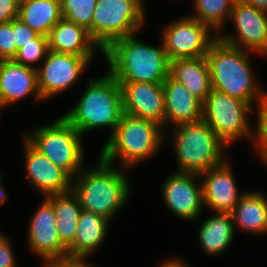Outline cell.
Here are the masks:
<instances>
[{"mask_svg":"<svg viewBox=\"0 0 267 267\" xmlns=\"http://www.w3.org/2000/svg\"><path fill=\"white\" fill-rule=\"evenodd\" d=\"M229 20L234 23L237 36L226 33L218 36L221 41L267 56V12L236 0Z\"/></svg>","mask_w":267,"mask_h":267,"instance_id":"12","label":"cell"},{"mask_svg":"<svg viewBox=\"0 0 267 267\" xmlns=\"http://www.w3.org/2000/svg\"><path fill=\"white\" fill-rule=\"evenodd\" d=\"M16 264L9 239L0 233V267H16Z\"/></svg>","mask_w":267,"mask_h":267,"instance_id":"33","label":"cell"},{"mask_svg":"<svg viewBox=\"0 0 267 267\" xmlns=\"http://www.w3.org/2000/svg\"><path fill=\"white\" fill-rule=\"evenodd\" d=\"M12 30L16 44V54L17 51L23 47V45L33 43V39L39 35L31 27L23 23L19 18L12 20Z\"/></svg>","mask_w":267,"mask_h":267,"instance_id":"32","label":"cell"},{"mask_svg":"<svg viewBox=\"0 0 267 267\" xmlns=\"http://www.w3.org/2000/svg\"><path fill=\"white\" fill-rule=\"evenodd\" d=\"M208 25L191 16H183L167 24L162 31V44L169 61L198 58L207 55L209 47L218 38Z\"/></svg>","mask_w":267,"mask_h":267,"instance_id":"10","label":"cell"},{"mask_svg":"<svg viewBox=\"0 0 267 267\" xmlns=\"http://www.w3.org/2000/svg\"><path fill=\"white\" fill-rule=\"evenodd\" d=\"M226 159L200 174L204 206L215 213H231L244 193H239Z\"/></svg>","mask_w":267,"mask_h":267,"instance_id":"17","label":"cell"},{"mask_svg":"<svg viewBox=\"0 0 267 267\" xmlns=\"http://www.w3.org/2000/svg\"><path fill=\"white\" fill-rule=\"evenodd\" d=\"M165 93V127L198 122L203 118V102L191 94L183 84L170 76L163 82Z\"/></svg>","mask_w":267,"mask_h":267,"instance_id":"19","label":"cell"},{"mask_svg":"<svg viewBox=\"0 0 267 267\" xmlns=\"http://www.w3.org/2000/svg\"><path fill=\"white\" fill-rule=\"evenodd\" d=\"M23 141L26 158L25 169L31 185L38 189L45 198L69 192L72 186V177L36 150L25 138Z\"/></svg>","mask_w":267,"mask_h":267,"instance_id":"16","label":"cell"},{"mask_svg":"<svg viewBox=\"0 0 267 267\" xmlns=\"http://www.w3.org/2000/svg\"><path fill=\"white\" fill-rule=\"evenodd\" d=\"M200 174L174 172L162 184L165 205L176 217L194 221L200 217L204 206L202 183L196 182Z\"/></svg>","mask_w":267,"mask_h":267,"instance_id":"13","label":"cell"},{"mask_svg":"<svg viewBox=\"0 0 267 267\" xmlns=\"http://www.w3.org/2000/svg\"><path fill=\"white\" fill-rule=\"evenodd\" d=\"M47 38L49 51L55 53L93 57L95 50L98 49L104 54L86 28L65 18L52 27Z\"/></svg>","mask_w":267,"mask_h":267,"instance_id":"20","label":"cell"},{"mask_svg":"<svg viewBox=\"0 0 267 267\" xmlns=\"http://www.w3.org/2000/svg\"><path fill=\"white\" fill-rule=\"evenodd\" d=\"M76 105L63 117L82 135L98 128H110L113 135L123 114L121 88L108 72L90 79Z\"/></svg>","mask_w":267,"mask_h":267,"instance_id":"4","label":"cell"},{"mask_svg":"<svg viewBox=\"0 0 267 267\" xmlns=\"http://www.w3.org/2000/svg\"><path fill=\"white\" fill-rule=\"evenodd\" d=\"M36 150L74 178L84 168L83 135L63 116L24 137Z\"/></svg>","mask_w":267,"mask_h":267,"instance_id":"7","label":"cell"},{"mask_svg":"<svg viewBox=\"0 0 267 267\" xmlns=\"http://www.w3.org/2000/svg\"><path fill=\"white\" fill-rule=\"evenodd\" d=\"M18 18L38 34L48 36L62 19L61 0H20Z\"/></svg>","mask_w":267,"mask_h":267,"instance_id":"25","label":"cell"},{"mask_svg":"<svg viewBox=\"0 0 267 267\" xmlns=\"http://www.w3.org/2000/svg\"><path fill=\"white\" fill-rule=\"evenodd\" d=\"M34 94L43 101L38 88L37 69L11 60H0V109Z\"/></svg>","mask_w":267,"mask_h":267,"instance_id":"18","label":"cell"},{"mask_svg":"<svg viewBox=\"0 0 267 267\" xmlns=\"http://www.w3.org/2000/svg\"><path fill=\"white\" fill-rule=\"evenodd\" d=\"M163 126L149 119L122 114L113 135L107 139L100 158L113 165L116 158L129 169L156 154L164 143Z\"/></svg>","mask_w":267,"mask_h":267,"instance_id":"5","label":"cell"},{"mask_svg":"<svg viewBox=\"0 0 267 267\" xmlns=\"http://www.w3.org/2000/svg\"><path fill=\"white\" fill-rule=\"evenodd\" d=\"M250 51L230 46L217 38L206 55L213 90L257 106L266 91L256 82ZM261 88V89H260Z\"/></svg>","mask_w":267,"mask_h":267,"instance_id":"3","label":"cell"},{"mask_svg":"<svg viewBox=\"0 0 267 267\" xmlns=\"http://www.w3.org/2000/svg\"><path fill=\"white\" fill-rule=\"evenodd\" d=\"M121 88L123 113L149 119L165 128V93L163 84L118 82Z\"/></svg>","mask_w":267,"mask_h":267,"instance_id":"15","label":"cell"},{"mask_svg":"<svg viewBox=\"0 0 267 267\" xmlns=\"http://www.w3.org/2000/svg\"><path fill=\"white\" fill-rule=\"evenodd\" d=\"M111 221L105 217L81 211L73 243L67 248L69 258H87L100 247Z\"/></svg>","mask_w":267,"mask_h":267,"instance_id":"21","label":"cell"},{"mask_svg":"<svg viewBox=\"0 0 267 267\" xmlns=\"http://www.w3.org/2000/svg\"><path fill=\"white\" fill-rule=\"evenodd\" d=\"M178 171L201 174L226 158L227 146L203 119L173 127Z\"/></svg>","mask_w":267,"mask_h":267,"instance_id":"6","label":"cell"},{"mask_svg":"<svg viewBox=\"0 0 267 267\" xmlns=\"http://www.w3.org/2000/svg\"><path fill=\"white\" fill-rule=\"evenodd\" d=\"M231 216L234 227L250 234L267 233V197L259 190L244 192Z\"/></svg>","mask_w":267,"mask_h":267,"instance_id":"23","label":"cell"},{"mask_svg":"<svg viewBox=\"0 0 267 267\" xmlns=\"http://www.w3.org/2000/svg\"><path fill=\"white\" fill-rule=\"evenodd\" d=\"M46 199L53 205L57 230L61 243L68 248L75 237L82 208L72 190Z\"/></svg>","mask_w":267,"mask_h":267,"instance_id":"26","label":"cell"},{"mask_svg":"<svg viewBox=\"0 0 267 267\" xmlns=\"http://www.w3.org/2000/svg\"><path fill=\"white\" fill-rule=\"evenodd\" d=\"M159 267H189L186 265L185 262H183L180 259H167V261H164L160 264Z\"/></svg>","mask_w":267,"mask_h":267,"instance_id":"37","label":"cell"},{"mask_svg":"<svg viewBox=\"0 0 267 267\" xmlns=\"http://www.w3.org/2000/svg\"><path fill=\"white\" fill-rule=\"evenodd\" d=\"M243 3L253 6L256 9L267 12V0H241Z\"/></svg>","mask_w":267,"mask_h":267,"instance_id":"36","label":"cell"},{"mask_svg":"<svg viewBox=\"0 0 267 267\" xmlns=\"http://www.w3.org/2000/svg\"><path fill=\"white\" fill-rule=\"evenodd\" d=\"M16 56V44L12 21L0 23V60H11Z\"/></svg>","mask_w":267,"mask_h":267,"instance_id":"31","label":"cell"},{"mask_svg":"<svg viewBox=\"0 0 267 267\" xmlns=\"http://www.w3.org/2000/svg\"><path fill=\"white\" fill-rule=\"evenodd\" d=\"M48 51L49 48L47 36L39 34L35 39H33V43L23 45V47L17 51V54L13 60L18 64L37 69L34 64L37 62H43Z\"/></svg>","mask_w":267,"mask_h":267,"instance_id":"29","label":"cell"},{"mask_svg":"<svg viewBox=\"0 0 267 267\" xmlns=\"http://www.w3.org/2000/svg\"><path fill=\"white\" fill-rule=\"evenodd\" d=\"M97 0H61L62 18L86 28L92 37V18Z\"/></svg>","mask_w":267,"mask_h":267,"instance_id":"28","label":"cell"},{"mask_svg":"<svg viewBox=\"0 0 267 267\" xmlns=\"http://www.w3.org/2000/svg\"><path fill=\"white\" fill-rule=\"evenodd\" d=\"M257 104V130L254 131L253 142L257 147L256 153L265 163L267 161V93Z\"/></svg>","mask_w":267,"mask_h":267,"instance_id":"30","label":"cell"},{"mask_svg":"<svg viewBox=\"0 0 267 267\" xmlns=\"http://www.w3.org/2000/svg\"><path fill=\"white\" fill-rule=\"evenodd\" d=\"M169 76L202 102L212 90L211 76L206 56L176 59L170 62Z\"/></svg>","mask_w":267,"mask_h":267,"instance_id":"22","label":"cell"},{"mask_svg":"<svg viewBox=\"0 0 267 267\" xmlns=\"http://www.w3.org/2000/svg\"><path fill=\"white\" fill-rule=\"evenodd\" d=\"M136 34L117 39L105 51L109 73L118 82L163 84L169 76L170 61L163 44H144Z\"/></svg>","mask_w":267,"mask_h":267,"instance_id":"2","label":"cell"},{"mask_svg":"<svg viewBox=\"0 0 267 267\" xmlns=\"http://www.w3.org/2000/svg\"><path fill=\"white\" fill-rule=\"evenodd\" d=\"M236 0H194V15L191 17L208 25L213 31L221 32L224 23L231 17ZM222 26V27H221Z\"/></svg>","mask_w":267,"mask_h":267,"instance_id":"27","label":"cell"},{"mask_svg":"<svg viewBox=\"0 0 267 267\" xmlns=\"http://www.w3.org/2000/svg\"><path fill=\"white\" fill-rule=\"evenodd\" d=\"M86 258H60L48 261L46 267H93L90 263L87 264Z\"/></svg>","mask_w":267,"mask_h":267,"instance_id":"35","label":"cell"},{"mask_svg":"<svg viewBox=\"0 0 267 267\" xmlns=\"http://www.w3.org/2000/svg\"><path fill=\"white\" fill-rule=\"evenodd\" d=\"M235 229L231 213H215L202 223L198 240L206 253L218 255L232 243Z\"/></svg>","mask_w":267,"mask_h":267,"instance_id":"24","label":"cell"},{"mask_svg":"<svg viewBox=\"0 0 267 267\" xmlns=\"http://www.w3.org/2000/svg\"><path fill=\"white\" fill-rule=\"evenodd\" d=\"M125 170L99 157L96 168H85L72 178L71 190L77 196L82 210L111 221L130 197L131 185Z\"/></svg>","mask_w":267,"mask_h":267,"instance_id":"1","label":"cell"},{"mask_svg":"<svg viewBox=\"0 0 267 267\" xmlns=\"http://www.w3.org/2000/svg\"><path fill=\"white\" fill-rule=\"evenodd\" d=\"M92 58L48 51L41 67H37L38 88L42 100L52 98L70 88Z\"/></svg>","mask_w":267,"mask_h":267,"instance_id":"11","label":"cell"},{"mask_svg":"<svg viewBox=\"0 0 267 267\" xmlns=\"http://www.w3.org/2000/svg\"><path fill=\"white\" fill-rule=\"evenodd\" d=\"M253 108L245 101L212 89L203 102L202 119L228 147L244 137L253 140L254 132L248 122Z\"/></svg>","mask_w":267,"mask_h":267,"instance_id":"9","label":"cell"},{"mask_svg":"<svg viewBox=\"0 0 267 267\" xmlns=\"http://www.w3.org/2000/svg\"><path fill=\"white\" fill-rule=\"evenodd\" d=\"M43 199L30 219L27 236L29 249L46 263L66 258L68 252L60 241L53 205L46 198Z\"/></svg>","mask_w":267,"mask_h":267,"instance_id":"14","label":"cell"},{"mask_svg":"<svg viewBox=\"0 0 267 267\" xmlns=\"http://www.w3.org/2000/svg\"><path fill=\"white\" fill-rule=\"evenodd\" d=\"M143 0H97L92 39L105 51L114 41L137 34L145 20Z\"/></svg>","mask_w":267,"mask_h":267,"instance_id":"8","label":"cell"},{"mask_svg":"<svg viewBox=\"0 0 267 267\" xmlns=\"http://www.w3.org/2000/svg\"><path fill=\"white\" fill-rule=\"evenodd\" d=\"M20 0H0V23L18 18Z\"/></svg>","mask_w":267,"mask_h":267,"instance_id":"34","label":"cell"},{"mask_svg":"<svg viewBox=\"0 0 267 267\" xmlns=\"http://www.w3.org/2000/svg\"><path fill=\"white\" fill-rule=\"evenodd\" d=\"M4 185H2V174L0 172V205L4 204L6 202L7 199V194L5 193V188L3 187Z\"/></svg>","mask_w":267,"mask_h":267,"instance_id":"38","label":"cell"}]
</instances>
